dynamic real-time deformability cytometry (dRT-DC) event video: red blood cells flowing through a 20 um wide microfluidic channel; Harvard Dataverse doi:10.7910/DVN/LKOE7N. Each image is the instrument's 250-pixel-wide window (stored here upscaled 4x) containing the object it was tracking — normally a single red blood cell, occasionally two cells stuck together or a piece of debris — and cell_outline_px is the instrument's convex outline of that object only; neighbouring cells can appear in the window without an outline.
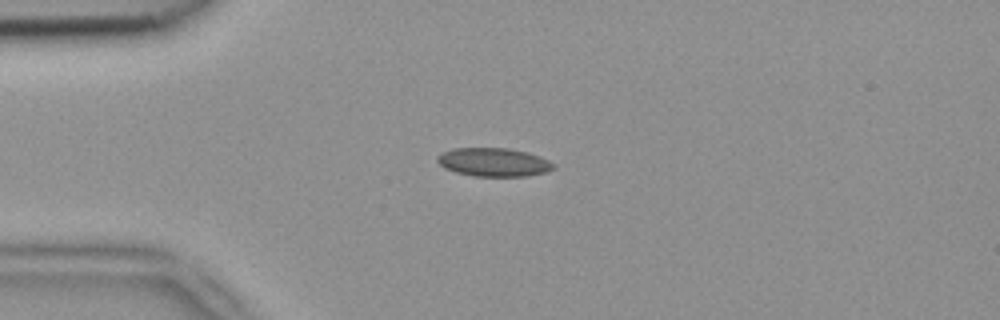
{"species": "common noctule bat (a hibernating species)", "species_latin": "Nyctalus noctula", "temperature_condition": "room temperature", "stored_images_in_passage": 3, "camera_frame_rate_fps": 3000, "um_per_image_px": 0.085, "animal": {"sex": "female", "body_mass_g": 18.4}, "frame": {"image": 1, "passage_image": 3, "time_ms": 0.667, "image_size_px": [1000, 320], "cell_outline_px": [[556, 164], [552, 168], [544, 172], [524, 176], [472, 176], [456, 172], [444, 168], [436, 160], [436, 156], [452, 148], [508, 148], [528, 152], [540, 156]], "centroid_in_image_um": [41.93, 13.78], "position_along_channel_um": 43.1, "area_um2": 19.25}}